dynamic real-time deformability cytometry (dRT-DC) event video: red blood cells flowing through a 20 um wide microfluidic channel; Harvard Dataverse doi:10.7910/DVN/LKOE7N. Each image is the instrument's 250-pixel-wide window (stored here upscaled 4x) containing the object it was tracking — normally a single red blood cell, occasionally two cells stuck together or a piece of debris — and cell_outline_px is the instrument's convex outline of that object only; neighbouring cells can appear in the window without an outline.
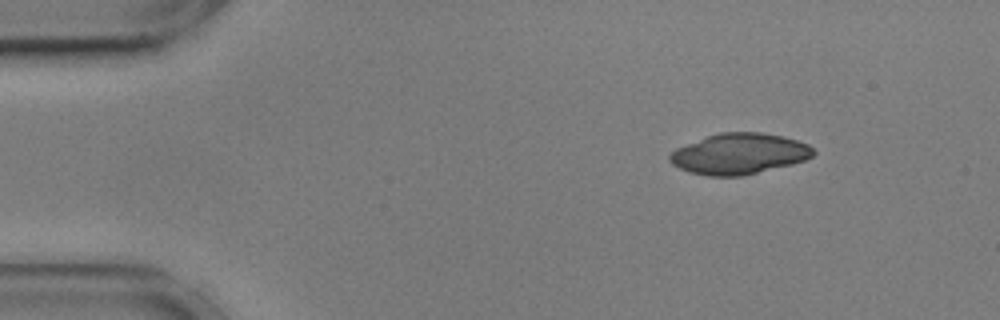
{"species": "common noctule bat (a hibernating species)", "species_latin": "Nyctalus noctula", "temperature_condition": "cold", "stored_images_in_passage": 49, "camera_frame_rate_fps": 3000, "um_per_image_px": 0.085, "animal": {"sex": "male", "body_mass_g": 17.9, "forearm_length_mm": 54.2}, "frame": {"image": 1, "passage_image": 1, "time_ms": 0.0, "image_size_px": [1000, 320], "cell_outline_px": [[816, 152], [812, 156], [804, 160], [792, 164], [744, 176], [708, 176], [688, 172], [672, 164], [668, 160], [668, 156], [676, 148], [708, 136], [720, 132], [760, 132], [784, 136], [808, 144]], "centroid_in_image_um": [62.83, 13.08], "position_along_channel_um": 22.2, "area_um2": 34.16}}